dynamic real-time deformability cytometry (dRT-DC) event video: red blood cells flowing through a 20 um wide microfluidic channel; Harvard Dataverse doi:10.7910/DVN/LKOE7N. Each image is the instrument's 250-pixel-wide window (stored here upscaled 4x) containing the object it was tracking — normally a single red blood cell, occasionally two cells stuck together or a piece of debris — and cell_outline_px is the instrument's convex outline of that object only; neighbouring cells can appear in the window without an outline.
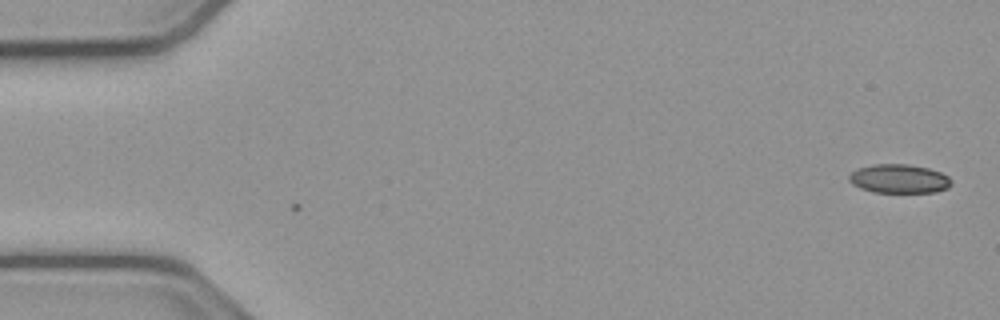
{"species": "common noctule bat (a hibernating species)", "species_latin": "Nyctalus noctula", "temperature_condition": "cold", "stored_images_in_passage": 3, "camera_frame_rate_fps": 3000, "um_per_image_px": 0.085, "animal": {"sex": "male", "body_mass_g": 23.1, "forearm_length_mm": 52.7}, "frame": {"image": 1, "passage_image": 3, "time_ms": 0.667, "image_size_px": [1000, 320], "cell_outline_px": [[952, 184], [948, 188], [936, 192], [872, 192], [860, 188], [852, 184], [848, 180], [848, 176], [856, 168], [872, 164], [908, 164], [928, 168], [940, 172], [948, 176], [952, 180]], "centroid_in_image_um": [76.41, 15.19], "position_along_channel_um": 8.6, "area_um2": 17.4}}